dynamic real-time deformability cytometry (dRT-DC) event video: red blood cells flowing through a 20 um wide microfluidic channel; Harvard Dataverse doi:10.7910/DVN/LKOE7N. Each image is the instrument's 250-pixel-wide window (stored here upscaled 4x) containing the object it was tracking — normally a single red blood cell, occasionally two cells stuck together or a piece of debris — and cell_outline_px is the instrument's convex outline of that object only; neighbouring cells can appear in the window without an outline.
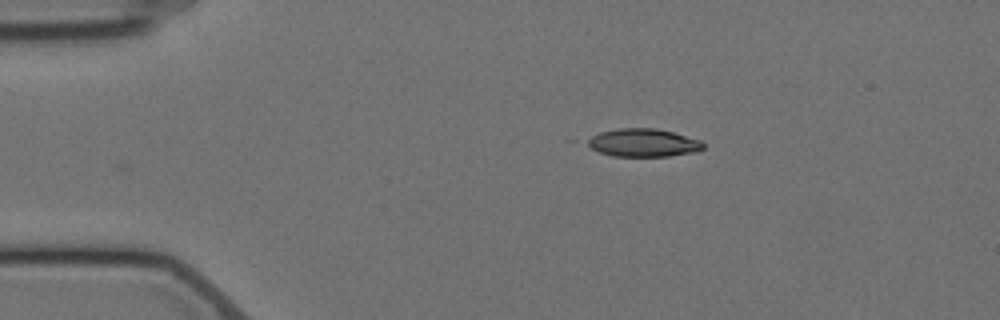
{"species": "Egyptian fruit bat (a non-hibernating species)", "species_latin": "Rousettus aegyptiacus", "temperature_condition": "cold", "stored_images_in_passage": 4, "camera_frame_rate_fps": 3000, "um_per_image_px": 0.085, "animal": {"sex": "female"}, "frame": {"image": 1, "passage_image": 4, "time_ms": 3.667, "image_size_px": [1000, 320], "cell_outline_px": [[704, 148], [696, 152], [668, 156], [612, 156], [600, 152], [584, 144], [584, 140], [600, 132], [616, 128], [656, 128], [672, 132], [700, 140], [704, 144]], "centroid_in_image_um": [54.64, 12.13], "position_along_channel_um": 30.4, "area_um2": 19.02}}